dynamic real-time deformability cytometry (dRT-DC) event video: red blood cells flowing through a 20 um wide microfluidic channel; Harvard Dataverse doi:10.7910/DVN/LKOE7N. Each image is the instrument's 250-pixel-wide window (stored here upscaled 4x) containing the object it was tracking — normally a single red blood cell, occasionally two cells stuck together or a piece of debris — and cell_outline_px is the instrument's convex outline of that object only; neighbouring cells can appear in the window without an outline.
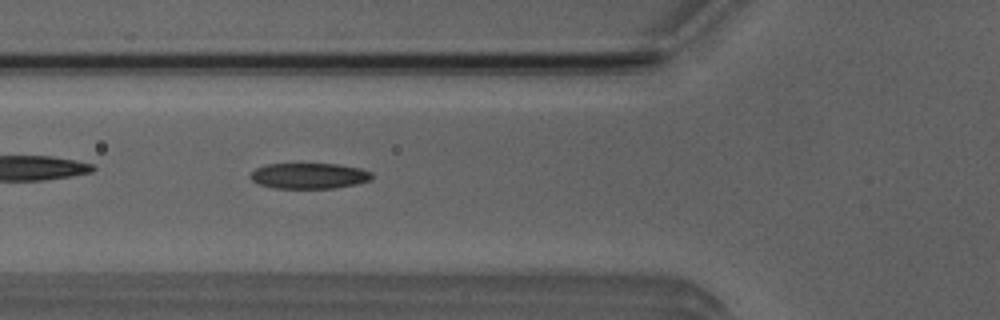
{"species": "Egyptian fruit bat (a non-hibernating species)", "species_latin": "Rousettus aegyptiacus", "temperature_condition": "room temperature", "stored_images_in_passage": 37, "camera_frame_rate_fps": 3000, "um_per_image_px": 0.085, "animal": {"sex": "male"}, "frame": {"image": 1, "passage_image": 4, "time_ms": 1.0, "image_size_px": [1000, 320], "cell_outline_px": [[372, 180], [356, 184], [336, 188], [272, 188], [260, 184], [252, 180], [248, 176], [256, 168], [268, 164], [340, 164], [360, 168], [372, 172]], "centroid_in_image_um": [26.3, 14.95], "position_along_channel_um": 99.5, "area_um2": 18.26}}
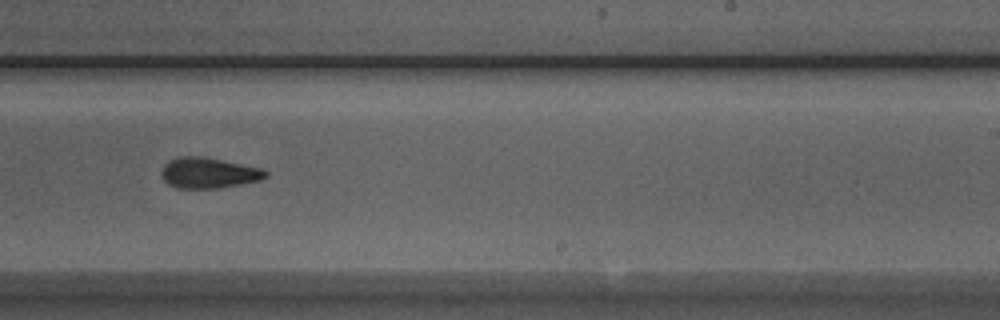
{"frame": {"image": 2, "passage_image": 17, "time_ms": 5.333, "image_size_px": [1000, 320], "cell_outline_px": [[268, 176], [260, 180], [220, 188], [176, 188], [168, 184], [164, 180], [160, 172], [164, 164], [168, 160], [176, 156], [200, 156], [260, 168], [268, 172]], "centroid_in_image_um": [17.68, 14.7], "position_along_channel_um": 271.3, "area_um2": 18.55}}
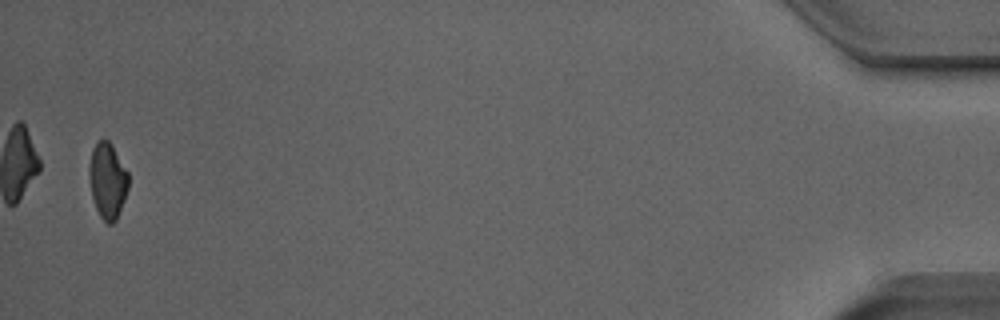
{"frame": {"image": 3, "passage_image": 36, "time_ms": 11.667, "image_size_px": [1000, 320], "cell_outline_px": [[128, 188], [116, 220], [112, 224], [108, 224], [100, 216], [96, 208], [92, 196], [92, 148], [100, 140], [108, 140], [112, 144], [128, 172]], "centroid_in_image_um": [9.2, 15.37], "position_along_channel_um": 426.0, "area_um2": 16.47}, "authors_computed_cell_mechanics": {"area_um2": 18.3804, "velocity_mm_per_s": 3.9627, "shape_relaxation_time_tau1_ms": 4.0766, "shape_relaxation_time_tau2_ms": 2.2255, "deformation_change_tau1": 0.1516, "deformation_change_tau2": 0.0895}}